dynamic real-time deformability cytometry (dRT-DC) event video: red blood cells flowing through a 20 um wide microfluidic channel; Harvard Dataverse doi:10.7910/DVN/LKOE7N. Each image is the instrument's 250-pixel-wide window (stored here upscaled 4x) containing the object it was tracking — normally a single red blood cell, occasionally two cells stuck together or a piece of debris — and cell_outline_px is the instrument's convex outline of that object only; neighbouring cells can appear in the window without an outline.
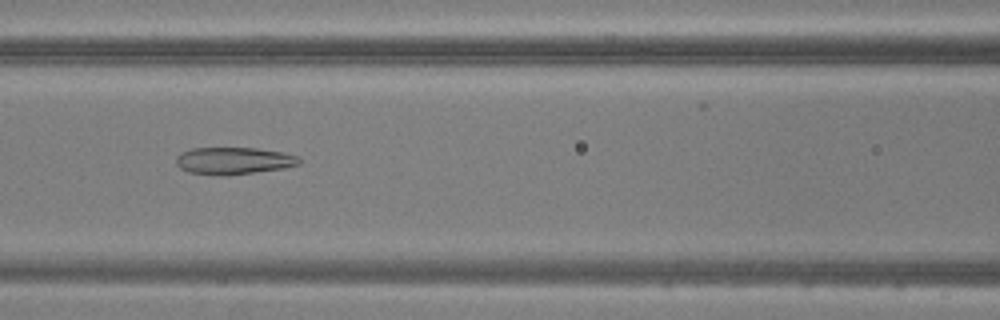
{"species": "common noctule bat (a hibernating species)", "species_latin": "Nyctalus noctula", "temperature_condition": "warm", "stored_images_in_passage": 35, "camera_frame_rate_fps": 3000, "um_per_image_px": 0.085, "animal": {"sex": "male", "body_mass_g": 20.5, "forearm_length_mm": 52.5}, "frame": {"image": 1, "passage_image": 7, "time_ms": 2.0, "image_size_px": [1000, 320], "cell_outline_px": [[300, 164], [284, 168], [228, 176], [216, 176], [188, 172], [180, 168], [176, 164], [176, 156], [180, 152], [192, 148], [256, 148], [284, 152], [300, 156]], "centroid_in_image_um": [19.85, 13.67], "position_along_channel_um": 146.7, "area_um2": 19.83}}
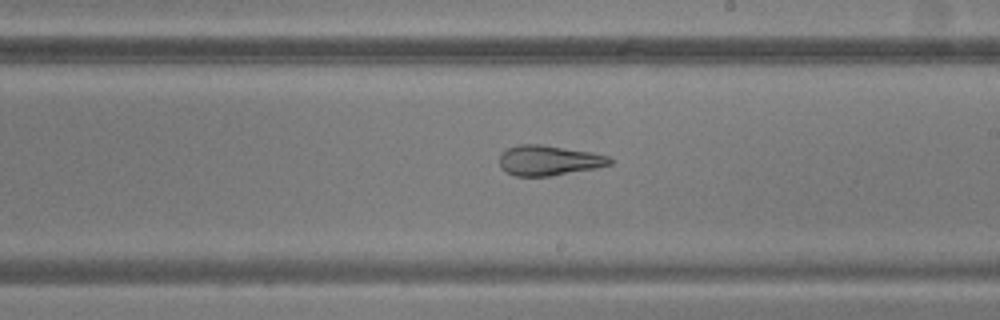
{"frame": {"image": 2, "passage_image": 14, "time_ms": 4.333, "image_size_px": [1000, 320], "cell_outline_px": [[612, 164], [596, 168], [548, 176], [516, 176], [500, 168], [500, 152], [508, 148], [520, 144], [540, 144], [588, 152], [608, 156], [612, 160]], "centroid_in_image_um": [46.61, 13.63], "position_along_channel_um": 242.4, "area_um2": 19.13}}
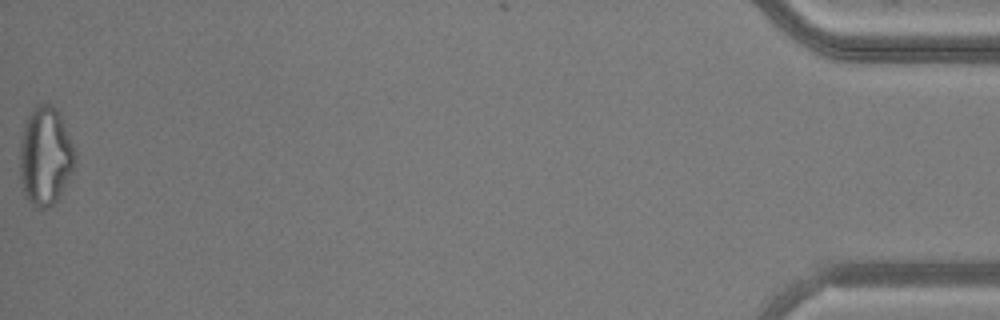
{"frame": {"image": 3, "passage_image": 35, "time_ms": 11.333, "image_size_px": [1000, 320], "cell_outline_px": [[76, 160], [56, 200], [48, 208], [36, 208], [24, 196], [20, 176], [20, 140], [24, 124], [28, 116], [40, 104], [52, 104], [56, 108], [60, 116], [76, 152]], "centroid_in_image_um": [3.82, 13.28], "position_along_channel_um": 431.4, "area_um2": 31.1}}